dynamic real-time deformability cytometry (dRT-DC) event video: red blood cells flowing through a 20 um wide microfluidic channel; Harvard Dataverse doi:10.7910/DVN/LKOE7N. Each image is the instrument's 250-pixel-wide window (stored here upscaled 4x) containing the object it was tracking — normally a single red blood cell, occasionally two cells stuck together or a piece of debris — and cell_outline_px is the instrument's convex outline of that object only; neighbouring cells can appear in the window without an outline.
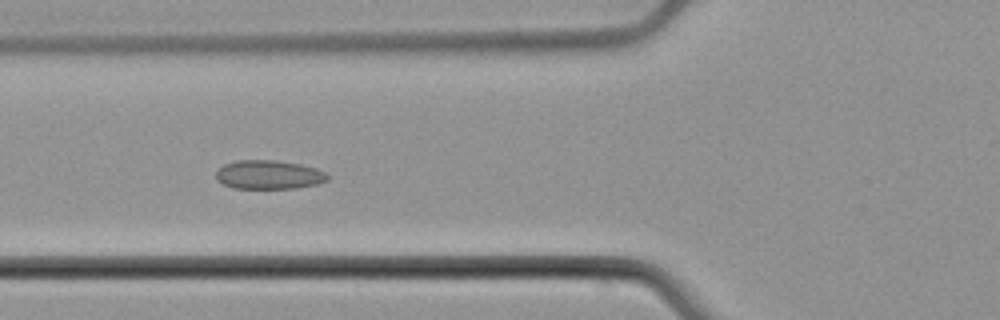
{"species": "common noctule bat (a hibernating species)", "species_latin": "Nyctalus noctula", "temperature_condition": "cold", "stored_images_in_passage": 8, "camera_frame_rate_fps": 3000, "um_per_image_px": 0.085, "animal": {"sex": "male", "body_mass_g": 21.5, "forearm_length_mm": 52.0}, "frame": {"image": 1, "passage_image": 5, "time_ms": 4.667, "image_size_px": [1000, 320], "cell_outline_px": [[328, 180], [316, 184], [296, 188], [232, 188], [216, 180], [216, 172], [224, 164], [236, 160], [272, 160], [300, 164], [316, 168], [324, 172], [328, 176]], "centroid_in_image_um": [22.83, 14.85], "position_along_channel_um": 103.0, "area_um2": 18.67}}
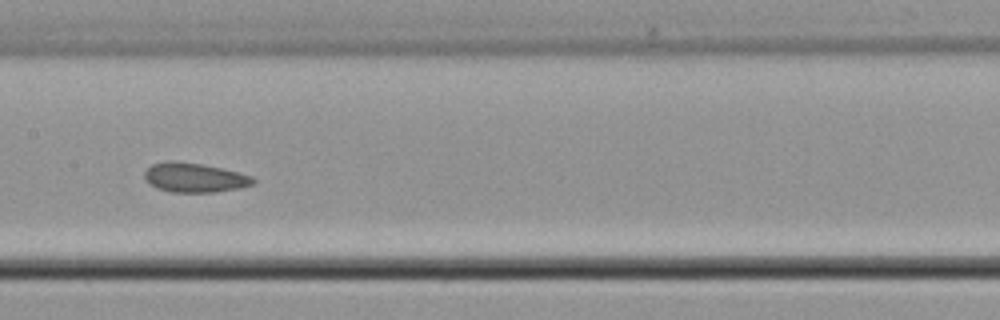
{"frame": {"image": 2, "passage_image": 7, "time_ms": 7.0, "image_size_px": [1000, 320], "cell_outline_px": [[256, 180], [252, 184], [240, 188], [212, 192], [172, 192], [156, 188], [144, 180], [144, 172], [152, 164], [164, 160], [172, 160], [200, 164], [220, 168], [252, 176]], "centroid_in_image_um": [16.47, 15.09], "position_along_channel_um": 190.9, "area_um2": 18.55}}
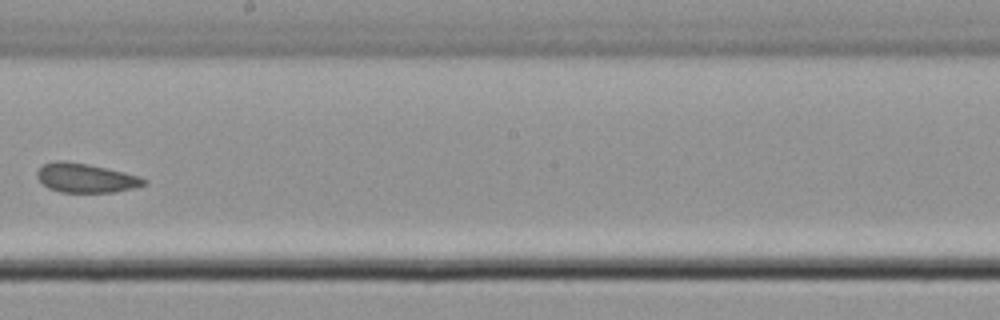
{"frame": {"image": 3, "passage_image": 8, "time_ms": 8.333, "image_size_px": [1000, 320], "cell_outline_px": [[148, 184], [132, 188], [112, 192], [60, 192], [48, 188], [36, 176], [36, 172], [44, 164], [56, 160], [60, 160], [88, 164], [124, 172], [140, 176], [148, 180]], "centroid_in_image_um": [7.3, 15.13], "position_along_channel_um": 240.9, "area_um2": 18.09}}